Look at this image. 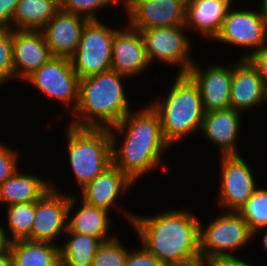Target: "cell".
<instances>
[{
	"mask_svg": "<svg viewBox=\"0 0 267 266\" xmlns=\"http://www.w3.org/2000/svg\"><path fill=\"white\" fill-rule=\"evenodd\" d=\"M129 220L143 247L165 266H204L200 254V221L188 211L170 210L154 217Z\"/></svg>",
	"mask_w": 267,
	"mask_h": 266,
	"instance_id": "6da1fadb",
	"label": "cell"
},
{
	"mask_svg": "<svg viewBox=\"0 0 267 266\" xmlns=\"http://www.w3.org/2000/svg\"><path fill=\"white\" fill-rule=\"evenodd\" d=\"M125 134L119 150L115 149V134ZM112 136V163L133 183L160 164L161 152L170 145L165 140L159 114L148 105L139 112L126 115L110 127Z\"/></svg>",
	"mask_w": 267,
	"mask_h": 266,
	"instance_id": "7a4b0ae2",
	"label": "cell"
},
{
	"mask_svg": "<svg viewBox=\"0 0 267 266\" xmlns=\"http://www.w3.org/2000/svg\"><path fill=\"white\" fill-rule=\"evenodd\" d=\"M123 77L114 70H108L79 79L78 104L71 114L79 115L82 121L80 118L74 119L71 125L78 128H110L128 115L131 110L121 82Z\"/></svg>",
	"mask_w": 267,
	"mask_h": 266,
	"instance_id": "3957f363",
	"label": "cell"
},
{
	"mask_svg": "<svg viewBox=\"0 0 267 266\" xmlns=\"http://www.w3.org/2000/svg\"><path fill=\"white\" fill-rule=\"evenodd\" d=\"M151 107L159 114L162 132L169 145L201 129L205 111L198 85L188 74H178L165 101Z\"/></svg>",
	"mask_w": 267,
	"mask_h": 266,
	"instance_id": "277c9868",
	"label": "cell"
},
{
	"mask_svg": "<svg viewBox=\"0 0 267 266\" xmlns=\"http://www.w3.org/2000/svg\"><path fill=\"white\" fill-rule=\"evenodd\" d=\"M69 162L81 189L112 164L110 128L69 126Z\"/></svg>",
	"mask_w": 267,
	"mask_h": 266,
	"instance_id": "5b68a950",
	"label": "cell"
},
{
	"mask_svg": "<svg viewBox=\"0 0 267 266\" xmlns=\"http://www.w3.org/2000/svg\"><path fill=\"white\" fill-rule=\"evenodd\" d=\"M253 236L246 221L235 211L218 216L205 230L200 225L202 264L210 266L220 259L236 258L230 253L248 243Z\"/></svg>",
	"mask_w": 267,
	"mask_h": 266,
	"instance_id": "8992f818",
	"label": "cell"
},
{
	"mask_svg": "<svg viewBox=\"0 0 267 266\" xmlns=\"http://www.w3.org/2000/svg\"><path fill=\"white\" fill-rule=\"evenodd\" d=\"M116 31L98 19L87 22L77 50L69 57L79 79L111 70L112 43Z\"/></svg>",
	"mask_w": 267,
	"mask_h": 266,
	"instance_id": "52a82bcc",
	"label": "cell"
},
{
	"mask_svg": "<svg viewBox=\"0 0 267 266\" xmlns=\"http://www.w3.org/2000/svg\"><path fill=\"white\" fill-rule=\"evenodd\" d=\"M25 80L35 85L41 92L71 106V113L78 104L79 77L75 73L70 58L65 56H52L39 69L29 75Z\"/></svg>",
	"mask_w": 267,
	"mask_h": 266,
	"instance_id": "ba28073f",
	"label": "cell"
},
{
	"mask_svg": "<svg viewBox=\"0 0 267 266\" xmlns=\"http://www.w3.org/2000/svg\"><path fill=\"white\" fill-rule=\"evenodd\" d=\"M75 201L76 196L58 193L52 185L35 202V218L31 235L27 240L54 243L62 230L67 231L66 220Z\"/></svg>",
	"mask_w": 267,
	"mask_h": 266,
	"instance_id": "9c48e42d",
	"label": "cell"
},
{
	"mask_svg": "<svg viewBox=\"0 0 267 266\" xmlns=\"http://www.w3.org/2000/svg\"><path fill=\"white\" fill-rule=\"evenodd\" d=\"M185 25L141 30L150 62L157 58L169 64L181 65L179 74H187L194 64L189 58L190 42L184 34Z\"/></svg>",
	"mask_w": 267,
	"mask_h": 266,
	"instance_id": "30bf717a",
	"label": "cell"
},
{
	"mask_svg": "<svg viewBox=\"0 0 267 266\" xmlns=\"http://www.w3.org/2000/svg\"><path fill=\"white\" fill-rule=\"evenodd\" d=\"M187 0H124L129 24L136 30L185 25Z\"/></svg>",
	"mask_w": 267,
	"mask_h": 266,
	"instance_id": "8fae6325",
	"label": "cell"
},
{
	"mask_svg": "<svg viewBox=\"0 0 267 266\" xmlns=\"http://www.w3.org/2000/svg\"><path fill=\"white\" fill-rule=\"evenodd\" d=\"M215 40L243 48H256L242 58L248 59L267 44V25L259 12L229 9Z\"/></svg>",
	"mask_w": 267,
	"mask_h": 266,
	"instance_id": "7c38bea8",
	"label": "cell"
},
{
	"mask_svg": "<svg viewBox=\"0 0 267 266\" xmlns=\"http://www.w3.org/2000/svg\"><path fill=\"white\" fill-rule=\"evenodd\" d=\"M220 206L238 212L256 191L252 171L238 156H222Z\"/></svg>",
	"mask_w": 267,
	"mask_h": 266,
	"instance_id": "4fadbf2b",
	"label": "cell"
},
{
	"mask_svg": "<svg viewBox=\"0 0 267 266\" xmlns=\"http://www.w3.org/2000/svg\"><path fill=\"white\" fill-rule=\"evenodd\" d=\"M11 29L14 76L26 79L47 63L53 55L41 30Z\"/></svg>",
	"mask_w": 267,
	"mask_h": 266,
	"instance_id": "5bb4252c",
	"label": "cell"
},
{
	"mask_svg": "<svg viewBox=\"0 0 267 266\" xmlns=\"http://www.w3.org/2000/svg\"><path fill=\"white\" fill-rule=\"evenodd\" d=\"M204 72V73H203ZM198 85L205 112L231 107L232 68L211 65L201 71L194 63L187 73Z\"/></svg>",
	"mask_w": 267,
	"mask_h": 266,
	"instance_id": "9a60e30c",
	"label": "cell"
},
{
	"mask_svg": "<svg viewBox=\"0 0 267 266\" xmlns=\"http://www.w3.org/2000/svg\"><path fill=\"white\" fill-rule=\"evenodd\" d=\"M89 21L83 15L59 9L41 29L53 56L70 57L79 46L82 31Z\"/></svg>",
	"mask_w": 267,
	"mask_h": 266,
	"instance_id": "2e32d148",
	"label": "cell"
},
{
	"mask_svg": "<svg viewBox=\"0 0 267 266\" xmlns=\"http://www.w3.org/2000/svg\"><path fill=\"white\" fill-rule=\"evenodd\" d=\"M128 28L117 29L115 32L112 43L111 70L129 78V76L143 72L150 66V62L141 32L131 26Z\"/></svg>",
	"mask_w": 267,
	"mask_h": 266,
	"instance_id": "e0dca14e",
	"label": "cell"
},
{
	"mask_svg": "<svg viewBox=\"0 0 267 266\" xmlns=\"http://www.w3.org/2000/svg\"><path fill=\"white\" fill-rule=\"evenodd\" d=\"M241 61L232 68L230 104L234 110L243 112L244 109H251L267 101V88L250 60L241 59Z\"/></svg>",
	"mask_w": 267,
	"mask_h": 266,
	"instance_id": "ac0fdd59",
	"label": "cell"
},
{
	"mask_svg": "<svg viewBox=\"0 0 267 266\" xmlns=\"http://www.w3.org/2000/svg\"><path fill=\"white\" fill-rule=\"evenodd\" d=\"M240 111L233 108L205 112L201 129L210 141L221 147L223 156H238L235 141L240 127Z\"/></svg>",
	"mask_w": 267,
	"mask_h": 266,
	"instance_id": "d6986e66",
	"label": "cell"
},
{
	"mask_svg": "<svg viewBox=\"0 0 267 266\" xmlns=\"http://www.w3.org/2000/svg\"><path fill=\"white\" fill-rule=\"evenodd\" d=\"M133 182L113 163L82 188L84 202L110 211L121 191ZM123 189V190H122Z\"/></svg>",
	"mask_w": 267,
	"mask_h": 266,
	"instance_id": "ffe728a7",
	"label": "cell"
},
{
	"mask_svg": "<svg viewBox=\"0 0 267 266\" xmlns=\"http://www.w3.org/2000/svg\"><path fill=\"white\" fill-rule=\"evenodd\" d=\"M232 0H187L186 21L202 35L216 38L231 6Z\"/></svg>",
	"mask_w": 267,
	"mask_h": 266,
	"instance_id": "44dd1931",
	"label": "cell"
},
{
	"mask_svg": "<svg viewBox=\"0 0 267 266\" xmlns=\"http://www.w3.org/2000/svg\"><path fill=\"white\" fill-rule=\"evenodd\" d=\"M60 246L49 242L15 240L9 251L13 266H61Z\"/></svg>",
	"mask_w": 267,
	"mask_h": 266,
	"instance_id": "7402d4cb",
	"label": "cell"
},
{
	"mask_svg": "<svg viewBox=\"0 0 267 266\" xmlns=\"http://www.w3.org/2000/svg\"><path fill=\"white\" fill-rule=\"evenodd\" d=\"M44 179L21 174L18 170L11 178L0 185V203L7 205L36 202L49 188Z\"/></svg>",
	"mask_w": 267,
	"mask_h": 266,
	"instance_id": "603a6c76",
	"label": "cell"
},
{
	"mask_svg": "<svg viewBox=\"0 0 267 266\" xmlns=\"http://www.w3.org/2000/svg\"><path fill=\"white\" fill-rule=\"evenodd\" d=\"M59 9L52 0H19L12 24L17 30H41Z\"/></svg>",
	"mask_w": 267,
	"mask_h": 266,
	"instance_id": "cb8c5ba5",
	"label": "cell"
},
{
	"mask_svg": "<svg viewBox=\"0 0 267 266\" xmlns=\"http://www.w3.org/2000/svg\"><path fill=\"white\" fill-rule=\"evenodd\" d=\"M82 207L67 221V229L73 233L89 235L107 241L114 237L108 236V211L82 202Z\"/></svg>",
	"mask_w": 267,
	"mask_h": 266,
	"instance_id": "d4e9b609",
	"label": "cell"
},
{
	"mask_svg": "<svg viewBox=\"0 0 267 266\" xmlns=\"http://www.w3.org/2000/svg\"><path fill=\"white\" fill-rule=\"evenodd\" d=\"M71 237L60 247L61 266H92L93 258L103 241L89 235L70 232Z\"/></svg>",
	"mask_w": 267,
	"mask_h": 266,
	"instance_id": "484cf974",
	"label": "cell"
},
{
	"mask_svg": "<svg viewBox=\"0 0 267 266\" xmlns=\"http://www.w3.org/2000/svg\"><path fill=\"white\" fill-rule=\"evenodd\" d=\"M8 226L13 234L10 241L27 239L31 235L35 218V202L7 206Z\"/></svg>",
	"mask_w": 267,
	"mask_h": 266,
	"instance_id": "4316f807",
	"label": "cell"
},
{
	"mask_svg": "<svg viewBox=\"0 0 267 266\" xmlns=\"http://www.w3.org/2000/svg\"><path fill=\"white\" fill-rule=\"evenodd\" d=\"M238 213L246 221L253 234L261 228H266L267 190L257 188Z\"/></svg>",
	"mask_w": 267,
	"mask_h": 266,
	"instance_id": "83f0119b",
	"label": "cell"
},
{
	"mask_svg": "<svg viewBox=\"0 0 267 266\" xmlns=\"http://www.w3.org/2000/svg\"><path fill=\"white\" fill-rule=\"evenodd\" d=\"M129 252L114 237L102 243L93 258L92 266H125Z\"/></svg>",
	"mask_w": 267,
	"mask_h": 266,
	"instance_id": "f1b7e54d",
	"label": "cell"
},
{
	"mask_svg": "<svg viewBox=\"0 0 267 266\" xmlns=\"http://www.w3.org/2000/svg\"><path fill=\"white\" fill-rule=\"evenodd\" d=\"M12 29H0V84L14 76Z\"/></svg>",
	"mask_w": 267,
	"mask_h": 266,
	"instance_id": "f546056e",
	"label": "cell"
},
{
	"mask_svg": "<svg viewBox=\"0 0 267 266\" xmlns=\"http://www.w3.org/2000/svg\"><path fill=\"white\" fill-rule=\"evenodd\" d=\"M118 1L120 2L121 0H63L60 9L78 15L83 14L89 20H97L94 11L104 7L106 4L109 5Z\"/></svg>",
	"mask_w": 267,
	"mask_h": 266,
	"instance_id": "4dcf8cb0",
	"label": "cell"
},
{
	"mask_svg": "<svg viewBox=\"0 0 267 266\" xmlns=\"http://www.w3.org/2000/svg\"><path fill=\"white\" fill-rule=\"evenodd\" d=\"M17 161L16 152L0 144V185L18 172Z\"/></svg>",
	"mask_w": 267,
	"mask_h": 266,
	"instance_id": "1f68e13d",
	"label": "cell"
},
{
	"mask_svg": "<svg viewBox=\"0 0 267 266\" xmlns=\"http://www.w3.org/2000/svg\"><path fill=\"white\" fill-rule=\"evenodd\" d=\"M125 266H165L153 254L149 253L144 247L128 254Z\"/></svg>",
	"mask_w": 267,
	"mask_h": 266,
	"instance_id": "d6a6232c",
	"label": "cell"
},
{
	"mask_svg": "<svg viewBox=\"0 0 267 266\" xmlns=\"http://www.w3.org/2000/svg\"><path fill=\"white\" fill-rule=\"evenodd\" d=\"M19 0H0V29H10Z\"/></svg>",
	"mask_w": 267,
	"mask_h": 266,
	"instance_id": "836d02e7",
	"label": "cell"
},
{
	"mask_svg": "<svg viewBox=\"0 0 267 266\" xmlns=\"http://www.w3.org/2000/svg\"><path fill=\"white\" fill-rule=\"evenodd\" d=\"M248 59L257 68L267 88V44L254 52Z\"/></svg>",
	"mask_w": 267,
	"mask_h": 266,
	"instance_id": "e575fe53",
	"label": "cell"
},
{
	"mask_svg": "<svg viewBox=\"0 0 267 266\" xmlns=\"http://www.w3.org/2000/svg\"><path fill=\"white\" fill-rule=\"evenodd\" d=\"M210 266H251L238 258L220 259Z\"/></svg>",
	"mask_w": 267,
	"mask_h": 266,
	"instance_id": "d590c367",
	"label": "cell"
},
{
	"mask_svg": "<svg viewBox=\"0 0 267 266\" xmlns=\"http://www.w3.org/2000/svg\"><path fill=\"white\" fill-rule=\"evenodd\" d=\"M10 238L6 235L3 227L0 226V254L9 250L10 248Z\"/></svg>",
	"mask_w": 267,
	"mask_h": 266,
	"instance_id": "8d00e7d4",
	"label": "cell"
},
{
	"mask_svg": "<svg viewBox=\"0 0 267 266\" xmlns=\"http://www.w3.org/2000/svg\"><path fill=\"white\" fill-rule=\"evenodd\" d=\"M0 266H13L12 256L9 250L0 254Z\"/></svg>",
	"mask_w": 267,
	"mask_h": 266,
	"instance_id": "74e56055",
	"label": "cell"
},
{
	"mask_svg": "<svg viewBox=\"0 0 267 266\" xmlns=\"http://www.w3.org/2000/svg\"><path fill=\"white\" fill-rule=\"evenodd\" d=\"M260 5H261V9H262V10H260L261 11L260 14H261L264 22L267 25V0H262Z\"/></svg>",
	"mask_w": 267,
	"mask_h": 266,
	"instance_id": "f35d334b",
	"label": "cell"
},
{
	"mask_svg": "<svg viewBox=\"0 0 267 266\" xmlns=\"http://www.w3.org/2000/svg\"><path fill=\"white\" fill-rule=\"evenodd\" d=\"M263 239H264V240H263V243H264L263 245H264L265 250L267 251V232L265 233Z\"/></svg>",
	"mask_w": 267,
	"mask_h": 266,
	"instance_id": "ab89813d",
	"label": "cell"
},
{
	"mask_svg": "<svg viewBox=\"0 0 267 266\" xmlns=\"http://www.w3.org/2000/svg\"><path fill=\"white\" fill-rule=\"evenodd\" d=\"M52 1L55 2L60 7L63 0H52Z\"/></svg>",
	"mask_w": 267,
	"mask_h": 266,
	"instance_id": "60d3db41",
	"label": "cell"
}]
</instances>
